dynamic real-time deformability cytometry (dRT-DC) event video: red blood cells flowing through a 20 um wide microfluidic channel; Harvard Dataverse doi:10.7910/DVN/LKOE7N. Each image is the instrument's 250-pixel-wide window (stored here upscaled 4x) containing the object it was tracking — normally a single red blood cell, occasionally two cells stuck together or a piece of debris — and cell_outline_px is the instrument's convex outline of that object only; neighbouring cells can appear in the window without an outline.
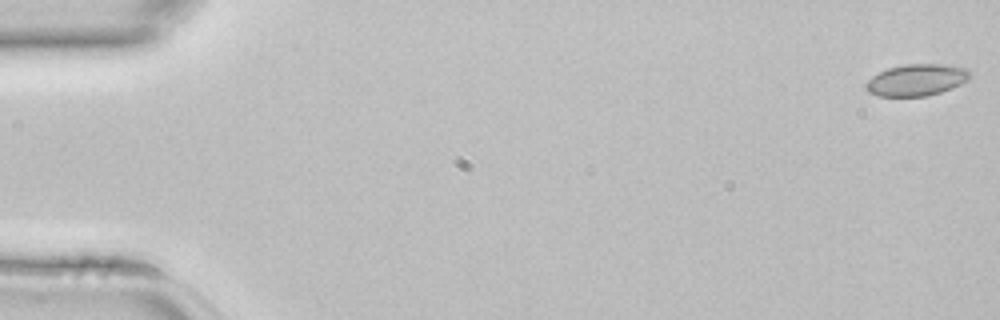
{"species": "common noctule bat (a hibernating species)", "species_latin": "Nyctalus noctula", "temperature_condition": "room temperature", "stored_images_in_passage": 13, "camera_frame_rate_fps": 3000, "um_per_image_px": 0.085, "animal": {"sex": "female", "body_mass_g": 22.7, "forearm_length_mm": 54.2}, "frame": {"image": 1, "passage_image": 1, "time_ms": 0.0, "image_size_px": [1000, 320], "cell_outline_px": [[972, 76], [968, 80], [952, 88], [940, 92], [924, 96], [876, 96], [868, 92], [864, 88], [864, 84], [872, 76], [888, 68], [908, 64], [940, 64], [968, 68]], "centroid_in_image_um": [77.9, 6.8], "position_along_channel_um": 7.1, "area_um2": 19.25}}
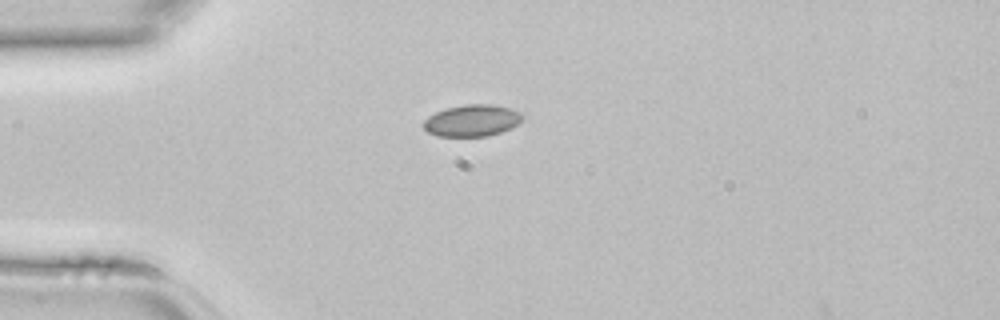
{"frame": {"image": 2, "passage_image": 12, "time_ms": 3.667, "image_size_px": [1000, 320], "cell_outline_px": [[524, 116], [512, 128], [488, 136], [436, 136], [428, 132], [424, 128], [424, 120], [428, 116], [436, 112], [448, 108], [464, 104], [492, 104], [512, 108], [520, 112]], "centroid_in_image_um": [40.13, 10.24], "position_along_channel_um": 44.9, "area_um2": 18.26}}